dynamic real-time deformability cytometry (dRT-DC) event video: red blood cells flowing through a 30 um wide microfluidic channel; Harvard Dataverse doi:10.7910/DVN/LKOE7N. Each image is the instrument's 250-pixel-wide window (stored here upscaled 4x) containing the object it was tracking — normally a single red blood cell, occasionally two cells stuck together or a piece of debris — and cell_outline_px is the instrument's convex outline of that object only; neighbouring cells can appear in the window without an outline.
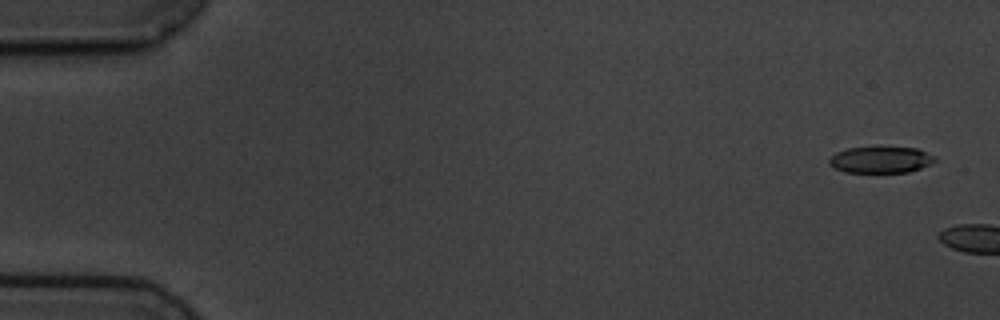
{"species": "common noctule bat (a hibernating species)", "species_latin": "Nyctalus noctula", "temperature_condition": "cold", "stored_images_in_passage": 2, "camera_frame_rate_fps": 3000, "um_per_image_px": 0.085, "animal": {"sex": "male", "body_mass_g": 19.5, "forearm_length_mm": 54.6}, "frame": {"image": 1, "passage_image": 1, "time_ms": 0.0, "image_size_px": [1000, 320], "cell_outline_px": [[936, 160], [920, 168], [908, 172], [844, 172], [828, 164], [828, 160], [836, 152], [848, 148], [880, 144], [916, 148], [936, 156]], "centroid_in_image_um": [74.85, 13.52], "position_along_channel_um": 10.2, "area_um2": 16.94}}